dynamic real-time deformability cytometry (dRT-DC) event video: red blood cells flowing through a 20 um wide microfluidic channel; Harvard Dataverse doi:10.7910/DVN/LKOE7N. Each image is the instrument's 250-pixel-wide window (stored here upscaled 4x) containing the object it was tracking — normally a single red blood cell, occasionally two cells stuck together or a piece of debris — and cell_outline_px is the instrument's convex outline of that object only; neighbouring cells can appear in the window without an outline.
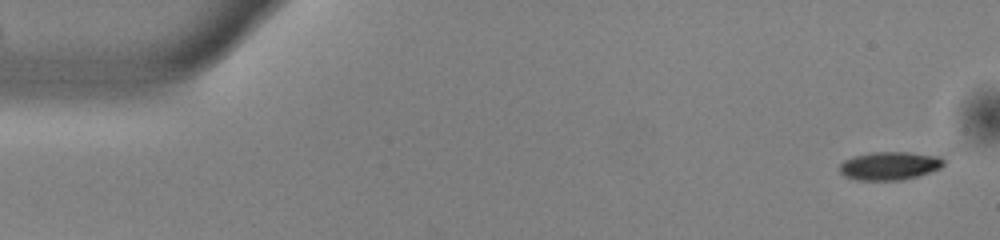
{"species": "common noctule bat (a hibernating species)", "species_latin": "Nyctalus noctula", "temperature_condition": "warm", "stored_images_in_passage": 52, "camera_frame_rate_fps": 3000, "um_per_image_px": 0.085, "animal": {"sex": "male", "body_mass_g": 13.0, "forearm_length_mm": 53.1}, "frame": {"image": 1, "passage_image": 1, "time_ms": 0.0, "image_size_px": [1000, 240], "cell_outline_px": [[944, 164], [940, 168], [916, 176], [900, 180], [856, 180], [844, 176], [840, 172], [840, 164], [844, 160], [852, 156], [872, 152], [908, 152], [940, 156], [944, 160]], "centroid_in_image_um": [75.58, 14.08], "position_along_channel_um": 9.4, "area_um2": 17.11}}
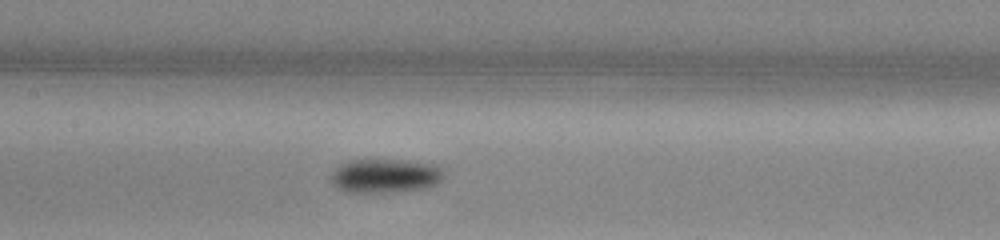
{"frame": {"image": 2, "passage_image": 24, "time_ms": 7.667, "image_size_px": [1000, 240], "cell_outline_px": [[444, 176], [436, 184], [424, 188], [396, 192], [344, 192], [336, 188], [328, 180], [328, 172], [352, 156], [380, 156], [420, 160], [436, 164], [444, 168]], "centroid_in_image_um": [32.65, 14.84], "position_along_channel_um": 174.7, "area_um2": 24.74}}
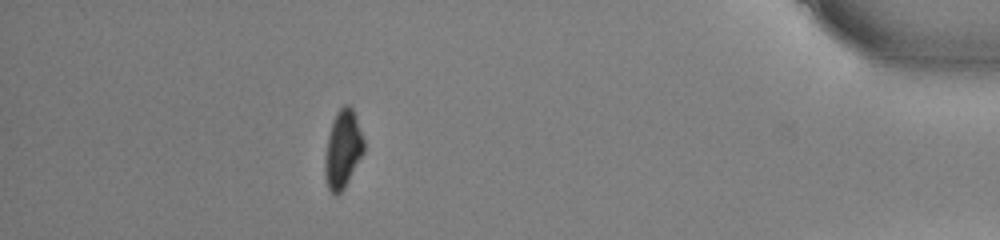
{"frame": {"image": 3, "passage_image": 46, "time_ms": 15.0, "image_size_px": [1000, 240], "cell_outline_px": [[364, 152], [344, 188], [336, 196], [328, 188], [324, 176], [324, 156], [328, 136], [332, 120], [336, 112], [344, 104], [348, 104], [352, 108], [356, 116], [364, 140]], "centroid_in_image_um": [29.12, 12.67], "position_along_channel_um": 406.1, "area_um2": 17.8}, "authors_computed_cell_mechanics": {"area_um2": 18.8139, "velocity_mm_per_s": 3.8996, "shape_relaxation_time_tau1_ms": 2.1649, "shape_relaxation_time_tau2_ms": null, "deformation_change_tau1": 0.1217, "deformation_change_tau2": null}}